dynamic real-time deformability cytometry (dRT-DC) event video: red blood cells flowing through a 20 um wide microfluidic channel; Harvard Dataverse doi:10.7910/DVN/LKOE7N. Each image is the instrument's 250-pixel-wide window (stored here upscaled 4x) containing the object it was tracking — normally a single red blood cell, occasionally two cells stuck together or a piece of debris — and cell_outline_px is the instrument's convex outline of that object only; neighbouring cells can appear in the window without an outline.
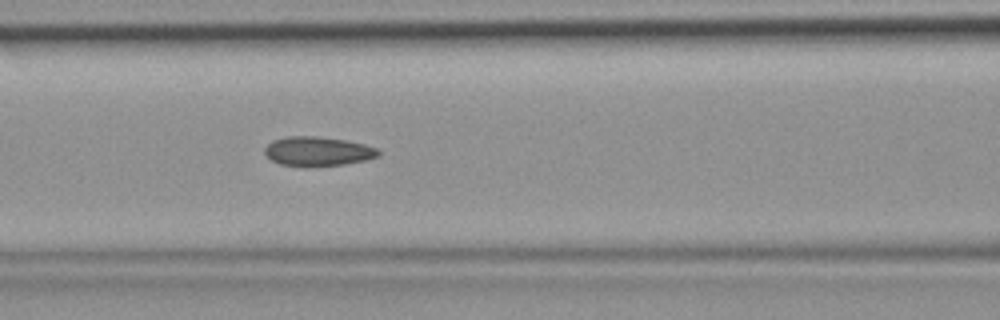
{"species": "common noctule bat (a hibernating species)", "species_latin": "Nyctalus noctula", "temperature_condition": "room temperature", "stored_images_in_passage": 46, "camera_frame_rate_fps": 3000, "um_per_image_px": 0.085, "animal": {"sex": "female", "body_mass_g": 19.9}, "frame": {"image": 1, "passage_image": 19, "time_ms": 6.0, "image_size_px": [1000, 320], "cell_outline_px": [[380, 156], [364, 160], [344, 164], [304, 168], [280, 164], [272, 160], [264, 152], [264, 148], [272, 140], [288, 136], [316, 136], [344, 140], [364, 144], [380, 148]], "centroid_in_image_um": [27.01, 12.88], "position_along_channel_um": 139.6, "area_um2": 19.71}}
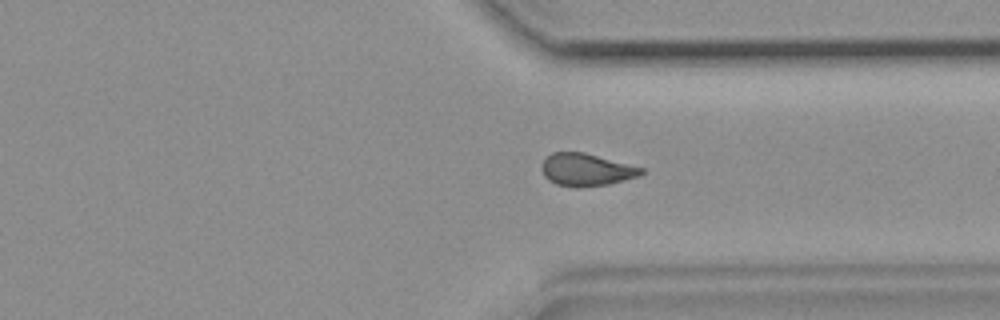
{"frame": {"image": 2, "passage_image": 34, "time_ms": 11.0, "image_size_px": [1000, 320], "cell_outline_px": [[644, 172], [640, 176], [608, 184], [576, 188], [572, 188], [556, 184], [548, 180], [544, 176], [540, 168], [544, 160], [552, 152], [584, 152], [644, 168]], "centroid_in_image_um": [49.82, 14.44], "position_along_channel_um": 361.6, "area_um2": 18.96}}
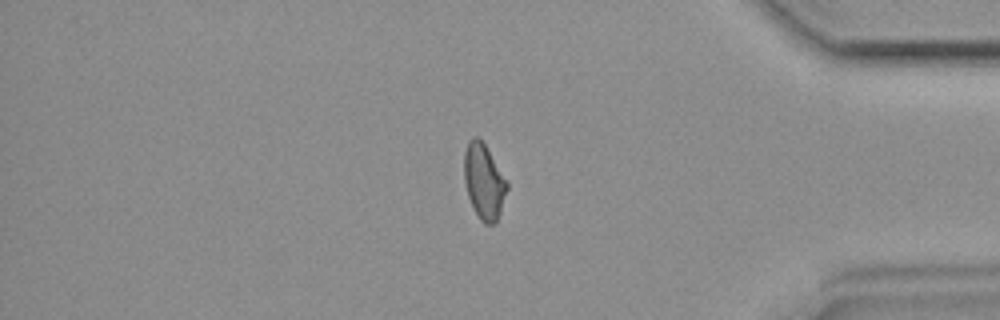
{"frame": {"image": 3, "passage_image": 38, "time_ms": 12.333, "image_size_px": [1000, 320], "cell_outline_px": [[508, 188], [496, 224], [484, 224], [480, 220], [468, 196], [464, 180], [464, 152], [468, 140], [472, 136], [476, 136], [484, 144], [508, 184]], "centroid_in_image_um": [41.11, 15.44], "position_along_channel_um": 394.1, "area_um2": 18.5}}